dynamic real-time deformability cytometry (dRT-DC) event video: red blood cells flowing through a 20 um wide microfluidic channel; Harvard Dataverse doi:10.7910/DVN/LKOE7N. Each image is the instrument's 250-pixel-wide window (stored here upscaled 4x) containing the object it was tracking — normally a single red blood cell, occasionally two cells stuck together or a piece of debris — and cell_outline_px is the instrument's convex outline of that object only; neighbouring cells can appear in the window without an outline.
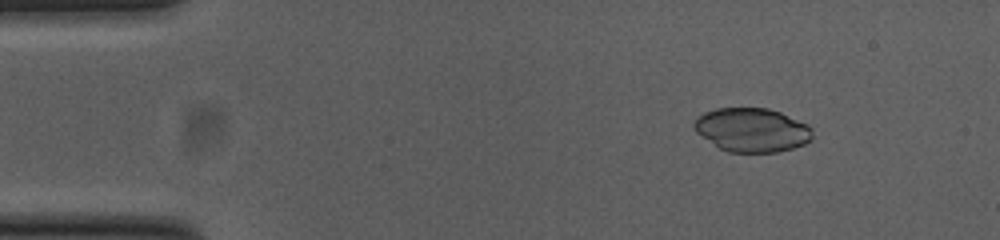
{"species": "common noctule bat (a hibernating species)", "species_latin": "Nyctalus noctula", "temperature_condition": "cold", "stored_images_in_passage": 47, "camera_frame_rate_fps": 3000, "um_per_image_px": 0.085, "animal": {"sex": "female", "body_mass_g": 23.0, "forearm_length_mm": 53.4}, "frame": {"image": 1, "passage_image": 1, "time_ms": 0.0, "image_size_px": [1000, 240], "cell_outline_px": [[812, 140], [804, 144], [792, 148], [776, 152], [728, 152], [720, 148], [696, 132], [692, 128], [692, 124], [696, 116], [704, 112], [716, 108], [768, 108], [780, 112], [808, 124], [812, 128]], "centroid_in_image_um": [63.9, 11.03], "position_along_channel_um": 21.1, "area_um2": 30.4}}